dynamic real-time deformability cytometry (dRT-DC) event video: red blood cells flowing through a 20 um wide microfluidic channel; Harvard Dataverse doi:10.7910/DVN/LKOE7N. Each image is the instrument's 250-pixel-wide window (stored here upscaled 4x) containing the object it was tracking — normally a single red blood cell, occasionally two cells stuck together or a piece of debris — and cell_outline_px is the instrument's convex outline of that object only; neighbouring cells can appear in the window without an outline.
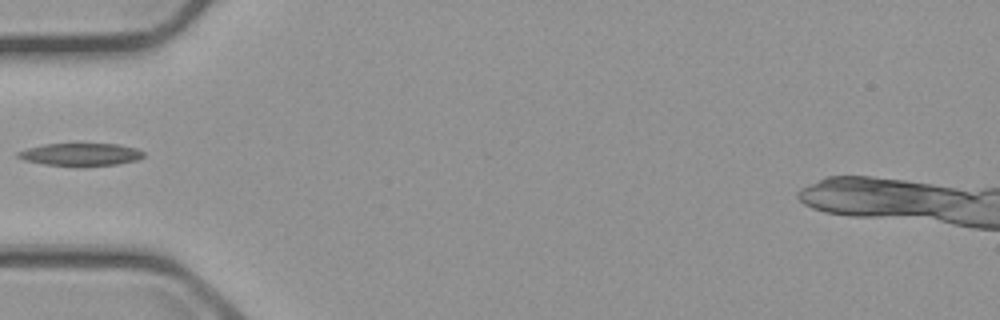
{"species": "common noctule bat (a hibernating species)", "species_latin": "Nyctalus noctula", "temperature_condition": "cold", "stored_images_in_passage": 5, "camera_frame_rate_fps": 3000, "um_per_image_px": 0.085, "animal": {"sex": "male", "body_mass_g": 23.1, "forearm_length_mm": 52.7}, "frame": {"image": 1, "passage_image": 5, "time_ms": 4.667, "image_size_px": [1000, 320], "cell_outline_px": [[144, 156], [136, 160], [116, 164], [84, 168], [76, 168], [44, 164], [24, 160], [16, 156], [16, 152], [28, 148], [44, 144], [116, 144], [136, 148], [144, 152]], "centroid_in_image_um": [6.83, 13.16], "position_along_channel_um": 78.2, "area_um2": 16.99}}